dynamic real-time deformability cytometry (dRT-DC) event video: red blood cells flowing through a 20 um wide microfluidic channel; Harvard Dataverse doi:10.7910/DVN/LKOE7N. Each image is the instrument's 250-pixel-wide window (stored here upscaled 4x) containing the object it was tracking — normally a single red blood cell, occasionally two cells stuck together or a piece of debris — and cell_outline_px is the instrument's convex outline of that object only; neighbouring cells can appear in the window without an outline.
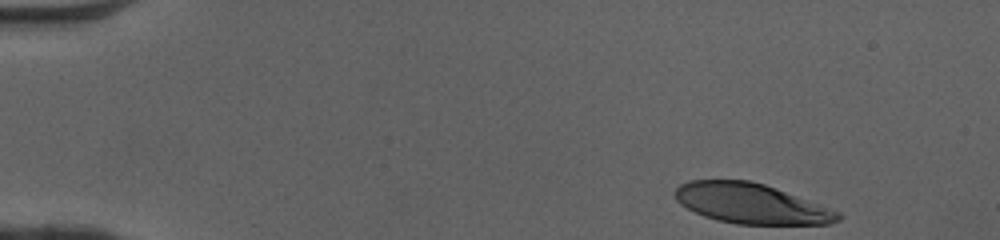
{"species": "human", "species_latin": "Homo sapiens", "temperature_condition": "cold", "stored_images_in_passage": 39, "camera_frame_rate_fps": 3000, "um_per_image_px": 0.085, "donor": {"sex": "female"}, "frame": {"image": 1, "passage_image": 1, "time_ms": 0.0, "image_size_px": [1000, 240], "cell_outline_px": [[844, 216], [840, 220], [828, 224], [736, 224], [716, 220], [704, 216], [680, 204], [676, 200], [672, 192], [680, 184], [692, 180], [748, 180], [764, 184], [776, 188], [840, 212]], "centroid_in_image_um": [63.83, 17.3], "position_along_channel_um": 21.2, "area_um2": 38.03}}
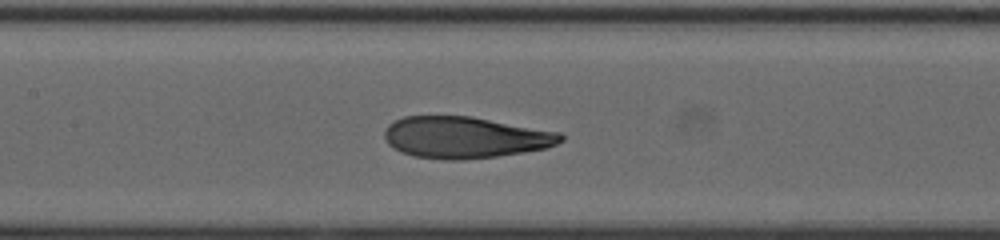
{"frame": {"image": 2, "passage_image": 20, "time_ms": 6.333, "image_size_px": [1000, 240], "cell_outline_px": [[564, 140], [548, 148], [524, 152], [496, 156], [464, 160], [448, 160], [416, 156], [400, 152], [388, 144], [384, 136], [384, 132], [388, 124], [404, 116], [472, 116], [560, 132], [564, 136]], "centroid_in_image_um": [39.54, 11.68], "position_along_channel_um": 167.9, "area_um2": 42.77}}
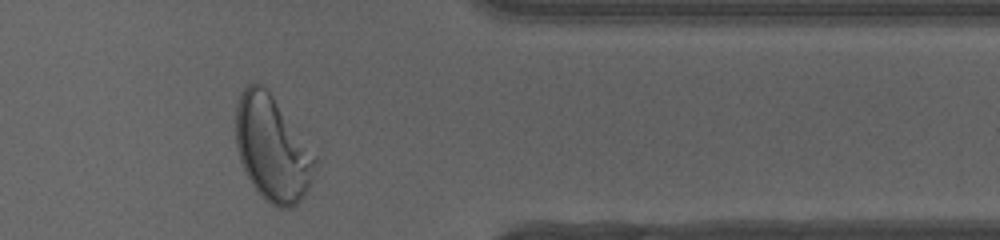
{"frame": {"image": 3, "passage_image": 37, "time_ms": 12.0, "image_size_px": [1000, 240], "cell_outline_px": [[316, 168], [312, 180], [304, 196], [292, 208], [280, 208], [272, 204], [260, 196], [244, 172], [236, 148], [236, 104], [240, 92], [248, 84], [260, 84], [268, 88], [316, 156]], "centroid_in_image_um": [23.13, 12.62], "position_along_channel_um": 388.3, "area_um2": 48.73}, "authors_computed_cell_mechanics": {"area_um2": 42.9454, "velocity_mm_per_s": 4.0836, "shape_relaxation_time_tau1_ms": 4.629, "shape_relaxation_time_tau2_ms": 0.9271, "deformation_change_tau1": 0.2357, "deformation_change_tau2": 0.0734}}